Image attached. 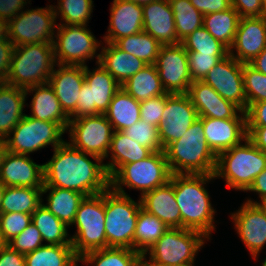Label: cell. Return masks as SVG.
<instances>
[{"mask_svg":"<svg viewBox=\"0 0 266 266\" xmlns=\"http://www.w3.org/2000/svg\"><path fill=\"white\" fill-rule=\"evenodd\" d=\"M240 18L239 13L231 7L222 12L203 15V27L215 39L230 49L235 39Z\"/></svg>","mask_w":266,"mask_h":266,"instance_id":"d590c367","label":"cell"},{"mask_svg":"<svg viewBox=\"0 0 266 266\" xmlns=\"http://www.w3.org/2000/svg\"><path fill=\"white\" fill-rule=\"evenodd\" d=\"M141 200L135 202L128 194L105 190V232L107 248H130L134 250V234Z\"/></svg>","mask_w":266,"mask_h":266,"instance_id":"52a82bcc","label":"cell"},{"mask_svg":"<svg viewBox=\"0 0 266 266\" xmlns=\"http://www.w3.org/2000/svg\"><path fill=\"white\" fill-rule=\"evenodd\" d=\"M172 174L214 175L217 156L209 148L202 121L198 118L184 135L164 149Z\"/></svg>","mask_w":266,"mask_h":266,"instance_id":"3957f363","label":"cell"},{"mask_svg":"<svg viewBox=\"0 0 266 266\" xmlns=\"http://www.w3.org/2000/svg\"><path fill=\"white\" fill-rule=\"evenodd\" d=\"M78 262L72 245L44 244L25 255L26 266H76Z\"/></svg>","mask_w":266,"mask_h":266,"instance_id":"e575fe53","label":"cell"},{"mask_svg":"<svg viewBox=\"0 0 266 266\" xmlns=\"http://www.w3.org/2000/svg\"><path fill=\"white\" fill-rule=\"evenodd\" d=\"M0 181L6 187L42 188L43 164H36L28 155L8 151L1 166Z\"/></svg>","mask_w":266,"mask_h":266,"instance_id":"44dd1931","label":"cell"},{"mask_svg":"<svg viewBox=\"0 0 266 266\" xmlns=\"http://www.w3.org/2000/svg\"><path fill=\"white\" fill-rule=\"evenodd\" d=\"M65 132L67 133L59 123L42 121L25 115L5 141L9 152L28 155L47 145H52L53 149L62 145L65 142L62 139Z\"/></svg>","mask_w":266,"mask_h":266,"instance_id":"30bf717a","label":"cell"},{"mask_svg":"<svg viewBox=\"0 0 266 266\" xmlns=\"http://www.w3.org/2000/svg\"><path fill=\"white\" fill-rule=\"evenodd\" d=\"M248 64L255 70L262 72L266 75V47Z\"/></svg>","mask_w":266,"mask_h":266,"instance_id":"91938a15","label":"cell"},{"mask_svg":"<svg viewBox=\"0 0 266 266\" xmlns=\"http://www.w3.org/2000/svg\"><path fill=\"white\" fill-rule=\"evenodd\" d=\"M245 114L247 127H266V100L250 104Z\"/></svg>","mask_w":266,"mask_h":266,"instance_id":"816d5d0a","label":"cell"},{"mask_svg":"<svg viewBox=\"0 0 266 266\" xmlns=\"http://www.w3.org/2000/svg\"><path fill=\"white\" fill-rule=\"evenodd\" d=\"M104 115L114 131H123L140 120V101L135 100L121 87L113 96Z\"/></svg>","mask_w":266,"mask_h":266,"instance_id":"1f68e13d","label":"cell"},{"mask_svg":"<svg viewBox=\"0 0 266 266\" xmlns=\"http://www.w3.org/2000/svg\"><path fill=\"white\" fill-rule=\"evenodd\" d=\"M131 2H134L135 4L139 5V6H144L152 1L155 0H130Z\"/></svg>","mask_w":266,"mask_h":266,"instance_id":"be15d7a7","label":"cell"},{"mask_svg":"<svg viewBox=\"0 0 266 266\" xmlns=\"http://www.w3.org/2000/svg\"><path fill=\"white\" fill-rule=\"evenodd\" d=\"M262 266H266V258L264 259Z\"/></svg>","mask_w":266,"mask_h":266,"instance_id":"89a4df30","label":"cell"},{"mask_svg":"<svg viewBox=\"0 0 266 266\" xmlns=\"http://www.w3.org/2000/svg\"><path fill=\"white\" fill-rule=\"evenodd\" d=\"M102 46L99 64L102 65L120 84L123 85L131 76L143 69L147 64L125 51L114 43Z\"/></svg>","mask_w":266,"mask_h":266,"instance_id":"f1b7e54d","label":"cell"},{"mask_svg":"<svg viewBox=\"0 0 266 266\" xmlns=\"http://www.w3.org/2000/svg\"><path fill=\"white\" fill-rule=\"evenodd\" d=\"M203 15L222 12L232 7L231 0H190Z\"/></svg>","mask_w":266,"mask_h":266,"instance_id":"f5cc1de1","label":"cell"},{"mask_svg":"<svg viewBox=\"0 0 266 266\" xmlns=\"http://www.w3.org/2000/svg\"><path fill=\"white\" fill-rule=\"evenodd\" d=\"M220 96L237 105L242 111L247 109L244 93L243 63L230 54L218 62L202 80Z\"/></svg>","mask_w":266,"mask_h":266,"instance_id":"e0dca14e","label":"cell"},{"mask_svg":"<svg viewBox=\"0 0 266 266\" xmlns=\"http://www.w3.org/2000/svg\"><path fill=\"white\" fill-rule=\"evenodd\" d=\"M14 47L8 38L0 41V80L2 82L6 80L10 71Z\"/></svg>","mask_w":266,"mask_h":266,"instance_id":"db71d44e","label":"cell"},{"mask_svg":"<svg viewBox=\"0 0 266 266\" xmlns=\"http://www.w3.org/2000/svg\"><path fill=\"white\" fill-rule=\"evenodd\" d=\"M217 156L215 178H224L228 188L246 191L266 168V153L248 138Z\"/></svg>","mask_w":266,"mask_h":266,"instance_id":"277c9868","label":"cell"},{"mask_svg":"<svg viewBox=\"0 0 266 266\" xmlns=\"http://www.w3.org/2000/svg\"><path fill=\"white\" fill-rule=\"evenodd\" d=\"M105 191L85 196L80 202L72 225L77 230L71 238V244L78 258L84 254L107 248L105 232Z\"/></svg>","mask_w":266,"mask_h":266,"instance_id":"8992f818","label":"cell"},{"mask_svg":"<svg viewBox=\"0 0 266 266\" xmlns=\"http://www.w3.org/2000/svg\"><path fill=\"white\" fill-rule=\"evenodd\" d=\"M205 237L201 232L184 228H168L143 254V266H172L194 262L203 247ZM149 256V261L145 258Z\"/></svg>","mask_w":266,"mask_h":266,"instance_id":"9c48e42d","label":"cell"},{"mask_svg":"<svg viewBox=\"0 0 266 266\" xmlns=\"http://www.w3.org/2000/svg\"><path fill=\"white\" fill-rule=\"evenodd\" d=\"M187 52L200 54L229 55V49L215 39L203 26L196 29L181 42Z\"/></svg>","mask_w":266,"mask_h":266,"instance_id":"7bdbcfd3","label":"cell"},{"mask_svg":"<svg viewBox=\"0 0 266 266\" xmlns=\"http://www.w3.org/2000/svg\"><path fill=\"white\" fill-rule=\"evenodd\" d=\"M187 94L196 108L198 118L246 119L244 111L225 100L203 81H193Z\"/></svg>","mask_w":266,"mask_h":266,"instance_id":"d6986e66","label":"cell"},{"mask_svg":"<svg viewBox=\"0 0 266 266\" xmlns=\"http://www.w3.org/2000/svg\"><path fill=\"white\" fill-rule=\"evenodd\" d=\"M69 120L66 131H69L68 143L73 148L95 155L102 160L108 158L114 130L104 114Z\"/></svg>","mask_w":266,"mask_h":266,"instance_id":"5bb4252c","label":"cell"},{"mask_svg":"<svg viewBox=\"0 0 266 266\" xmlns=\"http://www.w3.org/2000/svg\"><path fill=\"white\" fill-rule=\"evenodd\" d=\"M79 262L94 266H142L143 255L130 248L109 247L88 252Z\"/></svg>","mask_w":266,"mask_h":266,"instance_id":"836d02e7","label":"cell"},{"mask_svg":"<svg viewBox=\"0 0 266 266\" xmlns=\"http://www.w3.org/2000/svg\"><path fill=\"white\" fill-rule=\"evenodd\" d=\"M154 65L167 93H188L193 81L189 72L188 54L181 43L162 45Z\"/></svg>","mask_w":266,"mask_h":266,"instance_id":"9a60e30c","label":"cell"},{"mask_svg":"<svg viewBox=\"0 0 266 266\" xmlns=\"http://www.w3.org/2000/svg\"><path fill=\"white\" fill-rule=\"evenodd\" d=\"M261 2L263 6L264 16H266V0H261Z\"/></svg>","mask_w":266,"mask_h":266,"instance_id":"a7ac6f4b","label":"cell"},{"mask_svg":"<svg viewBox=\"0 0 266 266\" xmlns=\"http://www.w3.org/2000/svg\"><path fill=\"white\" fill-rule=\"evenodd\" d=\"M55 64L53 44L15 46L10 71L4 82L24 90L49 83Z\"/></svg>","mask_w":266,"mask_h":266,"instance_id":"5b68a950","label":"cell"},{"mask_svg":"<svg viewBox=\"0 0 266 266\" xmlns=\"http://www.w3.org/2000/svg\"><path fill=\"white\" fill-rule=\"evenodd\" d=\"M244 93L247 108L252 103L266 100V75L255 70L249 64H243Z\"/></svg>","mask_w":266,"mask_h":266,"instance_id":"ee69618b","label":"cell"},{"mask_svg":"<svg viewBox=\"0 0 266 266\" xmlns=\"http://www.w3.org/2000/svg\"><path fill=\"white\" fill-rule=\"evenodd\" d=\"M166 102V93L154 98L140 101V119L145 124L159 128Z\"/></svg>","mask_w":266,"mask_h":266,"instance_id":"681fc988","label":"cell"},{"mask_svg":"<svg viewBox=\"0 0 266 266\" xmlns=\"http://www.w3.org/2000/svg\"><path fill=\"white\" fill-rule=\"evenodd\" d=\"M247 138L266 153V127H247Z\"/></svg>","mask_w":266,"mask_h":266,"instance_id":"680465c9","label":"cell"},{"mask_svg":"<svg viewBox=\"0 0 266 266\" xmlns=\"http://www.w3.org/2000/svg\"><path fill=\"white\" fill-rule=\"evenodd\" d=\"M169 3L179 42L203 26V14L191 4L190 0H169Z\"/></svg>","mask_w":266,"mask_h":266,"instance_id":"60d3db41","label":"cell"},{"mask_svg":"<svg viewBox=\"0 0 266 266\" xmlns=\"http://www.w3.org/2000/svg\"><path fill=\"white\" fill-rule=\"evenodd\" d=\"M231 218L240 239L257 260L266 244V206L246 201L240 209L231 213Z\"/></svg>","mask_w":266,"mask_h":266,"instance_id":"ac0fdd59","label":"cell"},{"mask_svg":"<svg viewBox=\"0 0 266 266\" xmlns=\"http://www.w3.org/2000/svg\"><path fill=\"white\" fill-rule=\"evenodd\" d=\"M87 25H57V33L53 40L56 65H86V60L97 58L99 62L100 42L92 34Z\"/></svg>","mask_w":266,"mask_h":266,"instance_id":"8fae6325","label":"cell"},{"mask_svg":"<svg viewBox=\"0 0 266 266\" xmlns=\"http://www.w3.org/2000/svg\"><path fill=\"white\" fill-rule=\"evenodd\" d=\"M121 87L137 101L154 98L166 93L154 64H147Z\"/></svg>","mask_w":266,"mask_h":266,"instance_id":"d6a6232c","label":"cell"},{"mask_svg":"<svg viewBox=\"0 0 266 266\" xmlns=\"http://www.w3.org/2000/svg\"><path fill=\"white\" fill-rule=\"evenodd\" d=\"M7 38V23L0 18V41Z\"/></svg>","mask_w":266,"mask_h":266,"instance_id":"6125c7cd","label":"cell"},{"mask_svg":"<svg viewBox=\"0 0 266 266\" xmlns=\"http://www.w3.org/2000/svg\"><path fill=\"white\" fill-rule=\"evenodd\" d=\"M28 0H0V18L8 23L16 15L23 12Z\"/></svg>","mask_w":266,"mask_h":266,"instance_id":"11a10c76","label":"cell"},{"mask_svg":"<svg viewBox=\"0 0 266 266\" xmlns=\"http://www.w3.org/2000/svg\"><path fill=\"white\" fill-rule=\"evenodd\" d=\"M57 5L53 7L62 25H87L94 7L93 0H58Z\"/></svg>","mask_w":266,"mask_h":266,"instance_id":"b9f144b4","label":"cell"},{"mask_svg":"<svg viewBox=\"0 0 266 266\" xmlns=\"http://www.w3.org/2000/svg\"><path fill=\"white\" fill-rule=\"evenodd\" d=\"M164 151L152 152L140 161L123 165L111 178L110 187L126 195L123 186L145 193L166 184L171 177Z\"/></svg>","mask_w":266,"mask_h":266,"instance_id":"ba28073f","label":"cell"},{"mask_svg":"<svg viewBox=\"0 0 266 266\" xmlns=\"http://www.w3.org/2000/svg\"><path fill=\"white\" fill-rule=\"evenodd\" d=\"M143 8V31L161 45L178 44L174 15L169 0H155Z\"/></svg>","mask_w":266,"mask_h":266,"instance_id":"d4e9b609","label":"cell"},{"mask_svg":"<svg viewBox=\"0 0 266 266\" xmlns=\"http://www.w3.org/2000/svg\"><path fill=\"white\" fill-rule=\"evenodd\" d=\"M6 186L0 181V214H1V202L3 199V194Z\"/></svg>","mask_w":266,"mask_h":266,"instance_id":"e7e4bbea","label":"cell"},{"mask_svg":"<svg viewBox=\"0 0 266 266\" xmlns=\"http://www.w3.org/2000/svg\"><path fill=\"white\" fill-rule=\"evenodd\" d=\"M142 209L156 216L168 228H182L181 213L171 180L140 197Z\"/></svg>","mask_w":266,"mask_h":266,"instance_id":"484cf974","label":"cell"},{"mask_svg":"<svg viewBox=\"0 0 266 266\" xmlns=\"http://www.w3.org/2000/svg\"><path fill=\"white\" fill-rule=\"evenodd\" d=\"M24 89L17 88L6 82L0 84V138L9 136L13 128L26 115L23 113L26 105Z\"/></svg>","mask_w":266,"mask_h":266,"instance_id":"83f0119b","label":"cell"},{"mask_svg":"<svg viewBox=\"0 0 266 266\" xmlns=\"http://www.w3.org/2000/svg\"><path fill=\"white\" fill-rule=\"evenodd\" d=\"M41 233L31 222L20 234L10 240L7 244L21 254L33 252L37 248L43 246Z\"/></svg>","mask_w":266,"mask_h":266,"instance_id":"c3c4849f","label":"cell"},{"mask_svg":"<svg viewBox=\"0 0 266 266\" xmlns=\"http://www.w3.org/2000/svg\"><path fill=\"white\" fill-rule=\"evenodd\" d=\"M42 188L6 187L1 202V213L31 214L41 204Z\"/></svg>","mask_w":266,"mask_h":266,"instance_id":"74e56055","label":"cell"},{"mask_svg":"<svg viewBox=\"0 0 266 266\" xmlns=\"http://www.w3.org/2000/svg\"><path fill=\"white\" fill-rule=\"evenodd\" d=\"M48 191L47 203L44 204L43 199H41V203L65 225L70 227L75 220L79 204L85 195L68 189L42 187V195Z\"/></svg>","mask_w":266,"mask_h":266,"instance_id":"4dcf8cb0","label":"cell"},{"mask_svg":"<svg viewBox=\"0 0 266 266\" xmlns=\"http://www.w3.org/2000/svg\"><path fill=\"white\" fill-rule=\"evenodd\" d=\"M0 266H26L25 255L6 244L0 249Z\"/></svg>","mask_w":266,"mask_h":266,"instance_id":"9f6ffc18","label":"cell"},{"mask_svg":"<svg viewBox=\"0 0 266 266\" xmlns=\"http://www.w3.org/2000/svg\"><path fill=\"white\" fill-rule=\"evenodd\" d=\"M84 66L60 65L49 77V84L55 91L63 111L70 117L75 111L79 93L84 83Z\"/></svg>","mask_w":266,"mask_h":266,"instance_id":"603a6c76","label":"cell"},{"mask_svg":"<svg viewBox=\"0 0 266 266\" xmlns=\"http://www.w3.org/2000/svg\"><path fill=\"white\" fill-rule=\"evenodd\" d=\"M199 119L203 123L206 142L216 156L247 138L246 119Z\"/></svg>","mask_w":266,"mask_h":266,"instance_id":"7402d4cb","label":"cell"},{"mask_svg":"<svg viewBox=\"0 0 266 266\" xmlns=\"http://www.w3.org/2000/svg\"><path fill=\"white\" fill-rule=\"evenodd\" d=\"M126 136L138 144L149 148L152 152L164 151L159 136V128L145 124L141 119L123 130Z\"/></svg>","mask_w":266,"mask_h":266,"instance_id":"f6af8a7d","label":"cell"},{"mask_svg":"<svg viewBox=\"0 0 266 266\" xmlns=\"http://www.w3.org/2000/svg\"><path fill=\"white\" fill-rule=\"evenodd\" d=\"M189 72L192 81H202L207 73L227 55L200 54L187 52Z\"/></svg>","mask_w":266,"mask_h":266,"instance_id":"7dc6e473","label":"cell"},{"mask_svg":"<svg viewBox=\"0 0 266 266\" xmlns=\"http://www.w3.org/2000/svg\"><path fill=\"white\" fill-rule=\"evenodd\" d=\"M247 191L256 192L259 195L260 202L253 201L252 199L246 200L250 203L264 204L266 203V168L255 177L253 184Z\"/></svg>","mask_w":266,"mask_h":266,"instance_id":"6f0895ef","label":"cell"},{"mask_svg":"<svg viewBox=\"0 0 266 266\" xmlns=\"http://www.w3.org/2000/svg\"><path fill=\"white\" fill-rule=\"evenodd\" d=\"M92 72L84 66V83L79 93L76 111L69 119L104 114L115 93L121 88L116 79L99 63Z\"/></svg>","mask_w":266,"mask_h":266,"instance_id":"7c38bea8","label":"cell"},{"mask_svg":"<svg viewBox=\"0 0 266 266\" xmlns=\"http://www.w3.org/2000/svg\"><path fill=\"white\" fill-rule=\"evenodd\" d=\"M198 119L196 108L187 93H167L164 113L159 126V136L163 149L181 138Z\"/></svg>","mask_w":266,"mask_h":266,"instance_id":"2e32d148","label":"cell"},{"mask_svg":"<svg viewBox=\"0 0 266 266\" xmlns=\"http://www.w3.org/2000/svg\"><path fill=\"white\" fill-rule=\"evenodd\" d=\"M266 47V16L241 17L229 54L238 62L250 63ZM236 50V51H234ZM236 52V54L234 53Z\"/></svg>","mask_w":266,"mask_h":266,"instance_id":"ffe728a7","label":"cell"},{"mask_svg":"<svg viewBox=\"0 0 266 266\" xmlns=\"http://www.w3.org/2000/svg\"><path fill=\"white\" fill-rule=\"evenodd\" d=\"M32 222V215L22 212L0 214V229L6 243L20 234Z\"/></svg>","mask_w":266,"mask_h":266,"instance_id":"bcb514c9","label":"cell"},{"mask_svg":"<svg viewBox=\"0 0 266 266\" xmlns=\"http://www.w3.org/2000/svg\"><path fill=\"white\" fill-rule=\"evenodd\" d=\"M34 92L30 103L31 116L42 121L59 123L67 130L69 116L63 111L61 104L56 97L55 91L49 83L32 86L25 89L26 95Z\"/></svg>","mask_w":266,"mask_h":266,"instance_id":"4316f807","label":"cell"},{"mask_svg":"<svg viewBox=\"0 0 266 266\" xmlns=\"http://www.w3.org/2000/svg\"><path fill=\"white\" fill-rule=\"evenodd\" d=\"M110 22L104 42L115 43L118 39L143 31V8L130 0H113Z\"/></svg>","mask_w":266,"mask_h":266,"instance_id":"cb8c5ba5","label":"cell"},{"mask_svg":"<svg viewBox=\"0 0 266 266\" xmlns=\"http://www.w3.org/2000/svg\"><path fill=\"white\" fill-rule=\"evenodd\" d=\"M172 266H194V262H185L182 264L172 265Z\"/></svg>","mask_w":266,"mask_h":266,"instance_id":"003e7915","label":"cell"},{"mask_svg":"<svg viewBox=\"0 0 266 266\" xmlns=\"http://www.w3.org/2000/svg\"><path fill=\"white\" fill-rule=\"evenodd\" d=\"M53 152L51 160L43 164V186L73 190L85 196L100 194L110 187V177L101 158L75 149L67 141Z\"/></svg>","mask_w":266,"mask_h":266,"instance_id":"6da1fadb","label":"cell"},{"mask_svg":"<svg viewBox=\"0 0 266 266\" xmlns=\"http://www.w3.org/2000/svg\"><path fill=\"white\" fill-rule=\"evenodd\" d=\"M168 229L156 216L140 209L134 234V250L142 255Z\"/></svg>","mask_w":266,"mask_h":266,"instance_id":"ab89813d","label":"cell"},{"mask_svg":"<svg viewBox=\"0 0 266 266\" xmlns=\"http://www.w3.org/2000/svg\"><path fill=\"white\" fill-rule=\"evenodd\" d=\"M56 15L53 5L27 9L7 23V38L14 46L27 44H53Z\"/></svg>","mask_w":266,"mask_h":266,"instance_id":"4fadbf2b","label":"cell"},{"mask_svg":"<svg viewBox=\"0 0 266 266\" xmlns=\"http://www.w3.org/2000/svg\"><path fill=\"white\" fill-rule=\"evenodd\" d=\"M215 180L208 174H171L174 195L182 218V228L201 232L207 239L215 230L214 214L205 184Z\"/></svg>","mask_w":266,"mask_h":266,"instance_id":"7a4b0ae2","label":"cell"},{"mask_svg":"<svg viewBox=\"0 0 266 266\" xmlns=\"http://www.w3.org/2000/svg\"><path fill=\"white\" fill-rule=\"evenodd\" d=\"M32 222L41 233L43 241L50 245H72L69 228L42 203L32 213ZM69 237V238H68Z\"/></svg>","mask_w":266,"mask_h":266,"instance_id":"8d00e7d4","label":"cell"},{"mask_svg":"<svg viewBox=\"0 0 266 266\" xmlns=\"http://www.w3.org/2000/svg\"><path fill=\"white\" fill-rule=\"evenodd\" d=\"M109 153L111 161L104 165L111 178L123 165L140 161L148 157L152 151L128 138L123 131H114L108 156Z\"/></svg>","mask_w":266,"mask_h":266,"instance_id":"f546056e","label":"cell"},{"mask_svg":"<svg viewBox=\"0 0 266 266\" xmlns=\"http://www.w3.org/2000/svg\"><path fill=\"white\" fill-rule=\"evenodd\" d=\"M231 5L240 17L264 16L261 0H231Z\"/></svg>","mask_w":266,"mask_h":266,"instance_id":"f907efd6","label":"cell"},{"mask_svg":"<svg viewBox=\"0 0 266 266\" xmlns=\"http://www.w3.org/2000/svg\"><path fill=\"white\" fill-rule=\"evenodd\" d=\"M7 153H8V149H7L6 141L5 139L0 138V170H1V166L4 162V159Z\"/></svg>","mask_w":266,"mask_h":266,"instance_id":"94428289","label":"cell"},{"mask_svg":"<svg viewBox=\"0 0 266 266\" xmlns=\"http://www.w3.org/2000/svg\"><path fill=\"white\" fill-rule=\"evenodd\" d=\"M7 243L4 241L2 233H1V229H0V249L2 247H4Z\"/></svg>","mask_w":266,"mask_h":266,"instance_id":"03108f58","label":"cell"},{"mask_svg":"<svg viewBox=\"0 0 266 266\" xmlns=\"http://www.w3.org/2000/svg\"><path fill=\"white\" fill-rule=\"evenodd\" d=\"M119 49L138 59L146 64H155L161 44L147 32H140L118 39L114 43Z\"/></svg>","mask_w":266,"mask_h":266,"instance_id":"f35d334b","label":"cell"}]
</instances>
